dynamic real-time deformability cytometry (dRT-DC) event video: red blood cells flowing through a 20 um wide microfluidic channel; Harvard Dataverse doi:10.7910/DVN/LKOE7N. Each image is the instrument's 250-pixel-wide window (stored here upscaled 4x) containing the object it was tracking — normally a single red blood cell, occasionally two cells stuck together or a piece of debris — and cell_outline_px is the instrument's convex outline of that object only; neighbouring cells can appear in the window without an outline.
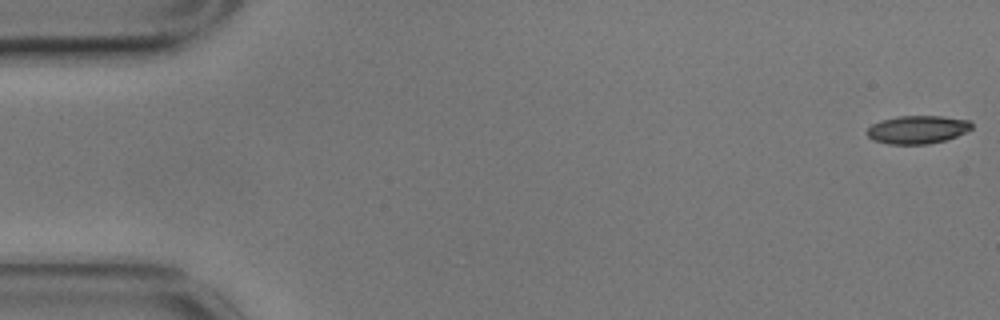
{"species": "common noctule bat (a hibernating species)", "species_latin": "Nyctalus noctula", "temperature_condition": "cold", "stored_images_in_passage": 15, "camera_frame_rate_fps": 3000, "um_per_image_px": 0.085, "animal": {"sex": "male", "body_mass_g": 17.9}, "frame": {"image": 1, "passage_image": 1, "time_ms": 0.0, "image_size_px": [1000, 320], "cell_outline_px": [[972, 128], [956, 136], [944, 140], [928, 144], [888, 144], [872, 140], [864, 132], [872, 124], [880, 120], [896, 116], [944, 116], [972, 120]], "centroid_in_image_um": [77.96, 11.0], "position_along_channel_um": 7.0, "area_um2": 17.34}}
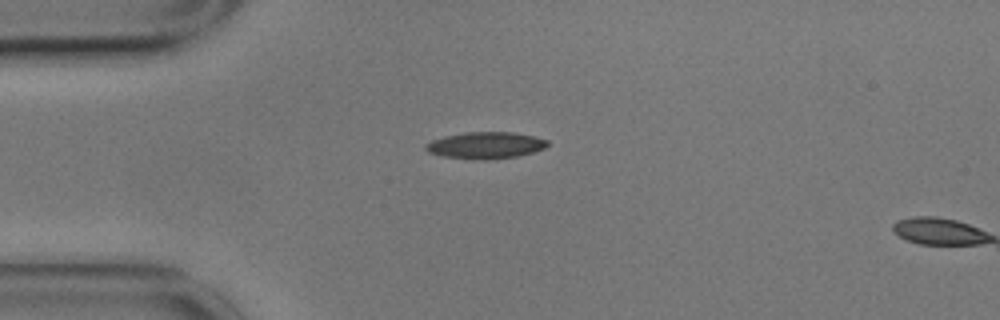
{"frame": {"image": 2, "passage_image": 14, "time_ms": 4.333, "image_size_px": [1000, 320], "cell_outline_px": [[548, 144], [544, 148], [532, 152], [516, 156], [488, 160], [476, 160], [440, 156], [428, 152], [424, 148], [424, 144], [432, 140], [444, 136], [464, 132], [512, 132], [536, 136], [548, 140]], "centroid_in_image_um": [41.23, 12.35], "position_along_channel_um": 43.8, "area_um2": 19.13}}